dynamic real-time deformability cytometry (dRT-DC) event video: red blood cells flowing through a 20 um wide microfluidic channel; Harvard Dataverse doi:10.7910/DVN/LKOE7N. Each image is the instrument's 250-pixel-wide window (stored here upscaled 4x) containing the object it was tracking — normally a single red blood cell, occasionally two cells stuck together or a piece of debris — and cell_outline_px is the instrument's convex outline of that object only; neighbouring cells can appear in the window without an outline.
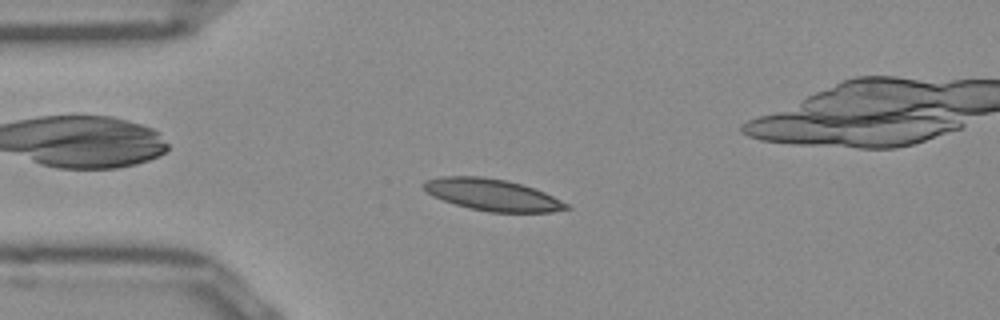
{"species": "Egyptian fruit bat (a non-hibernating species)", "species_latin": "Rousettus aegyptiacus", "temperature_condition": "room temperature", "stored_images_in_passage": 45, "camera_frame_rate_fps": 3000, "um_per_image_px": 0.085, "frame": {"image": 1, "passage_image": 12, "time_ms": 3.667, "image_size_px": [1000, 320], "cell_outline_px": [[572, 208], [552, 212], [488, 212], [468, 208], [432, 196], [420, 184], [424, 180], [440, 176], [480, 176], [508, 180], [544, 192], [568, 204]], "centroid_in_image_um": [41.81, 16.55], "position_along_channel_um": 43.2, "area_um2": 26.36}}
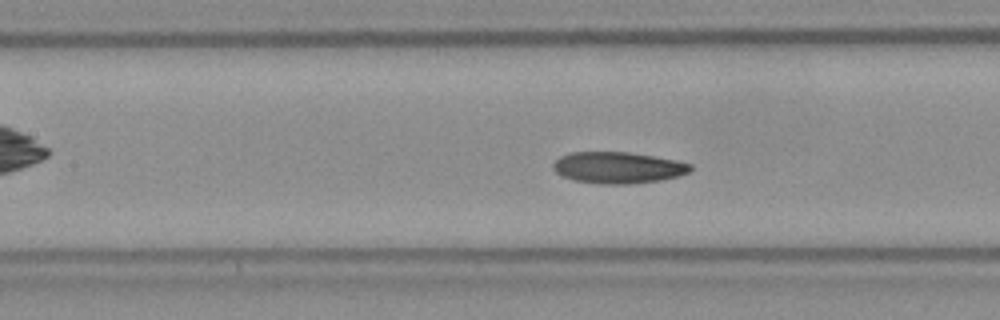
{"frame": {"image": 2, "passage_image": 22, "time_ms": 7.0, "image_size_px": [1000, 320], "cell_outline_px": [[692, 168], [688, 172], [676, 176], [660, 180], [628, 184], [600, 184], [576, 180], [564, 176], [556, 172], [552, 168], [552, 164], [560, 156], [572, 152], [628, 152], [676, 160], [692, 164]], "centroid_in_image_um": [52.51, 14.24], "position_along_channel_um": 154.9, "area_um2": 24.91}}
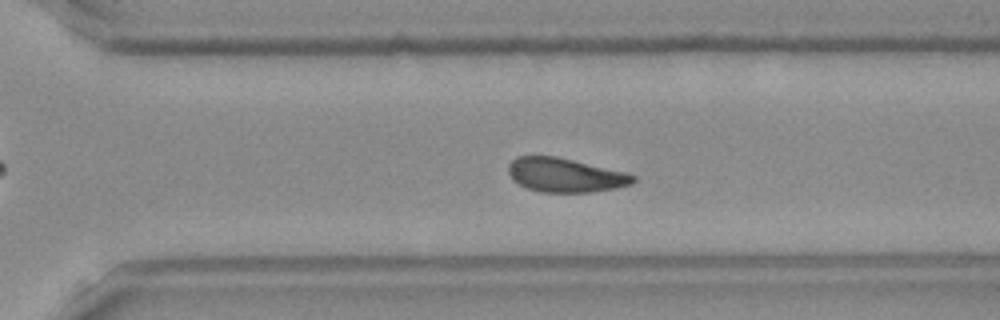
{"frame": {"image": 3, "passage_image": 35, "time_ms": 11.333, "image_size_px": [1000, 320], "cell_outline_px": [[636, 180], [632, 184], [616, 188], [592, 192], [540, 192], [528, 188], [512, 180], [508, 172], [508, 164], [516, 156], [556, 156], [624, 172], [636, 176]], "centroid_in_image_um": [48.02, 14.88], "position_along_channel_um": 322.6, "area_um2": 24.68}, "authors_computed_cell_mechanics": {"area_um2": 24.9118, "velocity_mm_per_s": 3.8787, "shape_relaxation_time_tau1_ms": 9.187, "shape_relaxation_time_tau2_ms": 3.6846, "deformation_change_tau1": 0.181, "deformation_change_tau2": 0.1095}}